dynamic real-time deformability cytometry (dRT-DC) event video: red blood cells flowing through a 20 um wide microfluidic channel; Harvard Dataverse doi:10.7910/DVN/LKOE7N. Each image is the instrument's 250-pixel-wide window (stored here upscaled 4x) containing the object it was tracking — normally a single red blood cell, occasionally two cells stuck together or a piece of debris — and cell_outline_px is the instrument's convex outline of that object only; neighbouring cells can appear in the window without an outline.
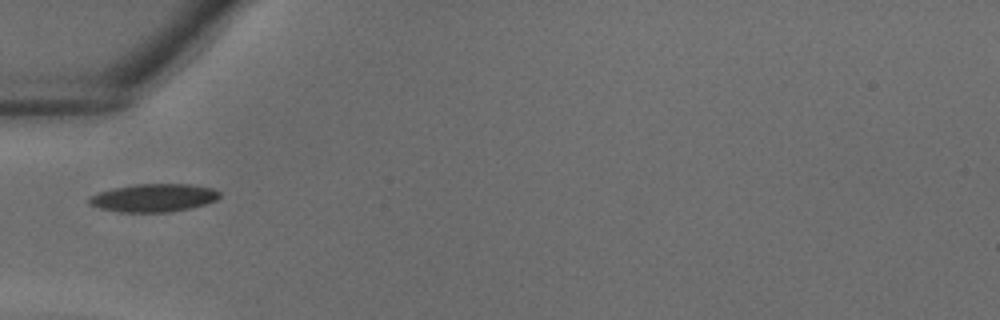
{"species": "common noctule bat (a hibernating species)", "species_latin": "Nyctalus noctula", "temperature_condition": "warm", "stored_images_in_passage": 26, "camera_frame_rate_fps": 3000, "um_per_image_px": 0.085, "animal": {"sex": "male", "body_mass_g": 18.8}, "frame": {"image": 1, "passage_image": 1, "time_ms": 0.0, "image_size_px": [1000, 320], "cell_outline_px": [[220, 196], [216, 200], [208, 204], [192, 208], [168, 212], [116, 212], [100, 208], [88, 204], [88, 200], [92, 196], [100, 192], [116, 188], [136, 184], [192, 184], [212, 188], [220, 192]], "centroid_in_image_um": [13.11, 16.82], "position_along_channel_um": 71.9, "area_um2": 21.33}}
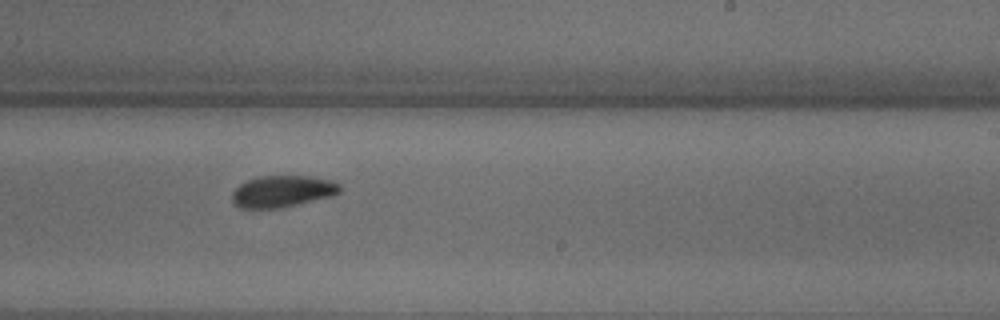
{"frame": {"image": 2, "passage_image": 12, "time_ms": 3.667, "image_size_px": [1000, 320], "cell_outline_px": [[340, 192], [336, 196], [280, 208], [240, 208], [232, 204], [232, 192], [240, 184], [256, 176], [308, 176], [328, 180], [340, 184]], "centroid_in_image_um": [24.0, 16.28], "position_along_channel_um": 265.0, "area_um2": 20.06}}
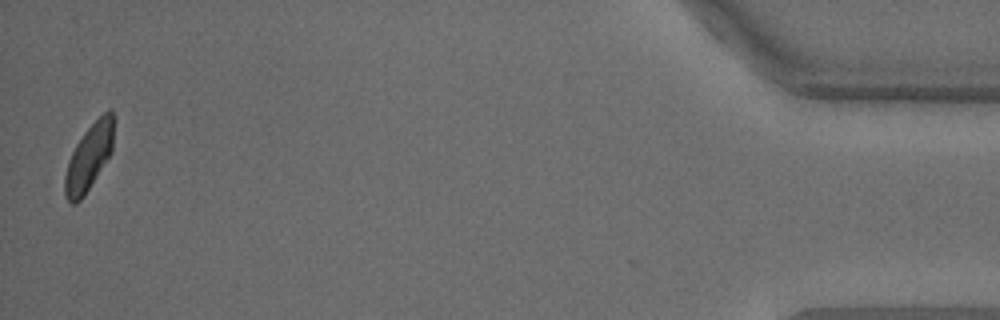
{"frame": {"image": 3, "passage_image": 26, "time_ms": 8.333, "image_size_px": [1000, 320], "cell_outline_px": [[112, 152], [84, 196], [76, 204], [72, 204], [64, 196], [64, 176], [68, 160], [76, 144], [84, 132], [108, 108], [112, 108]], "centroid_in_image_um": [7.53, 13.4], "position_along_channel_um": 427.7, "area_um2": 18.67}}